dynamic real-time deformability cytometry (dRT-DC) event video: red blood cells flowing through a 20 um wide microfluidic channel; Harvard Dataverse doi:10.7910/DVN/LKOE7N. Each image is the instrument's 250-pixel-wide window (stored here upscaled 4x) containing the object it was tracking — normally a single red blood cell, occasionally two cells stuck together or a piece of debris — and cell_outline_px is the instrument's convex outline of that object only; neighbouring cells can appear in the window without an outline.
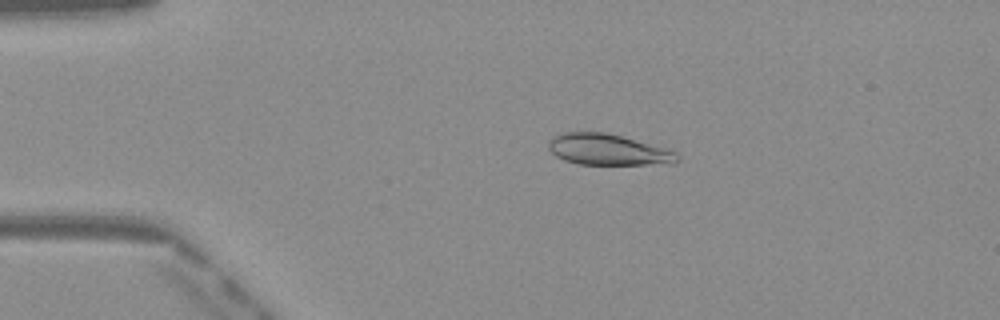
{"species": "Egyptian fruit bat (a non-hibernating species)", "species_latin": "Rousettus aegyptiacus", "temperature_condition": "warm", "stored_images_in_passage": 48, "camera_frame_rate_fps": 3000, "um_per_image_px": 0.085, "frame": {"image": 1, "passage_image": 9, "time_ms": 2.667, "image_size_px": [1000, 320], "cell_outline_px": [[680, 160], [676, 164], [580, 164], [564, 160], [556, 156], [548, 148], [548, 144], [552, 136], [564, 132], [604, 132], [620, 136], [676, 152], [680, 156]], "centroid_in_image_um": [51.66, 12.73], "position_along_channel_um": 33.3, "area_um2": 23.06}}
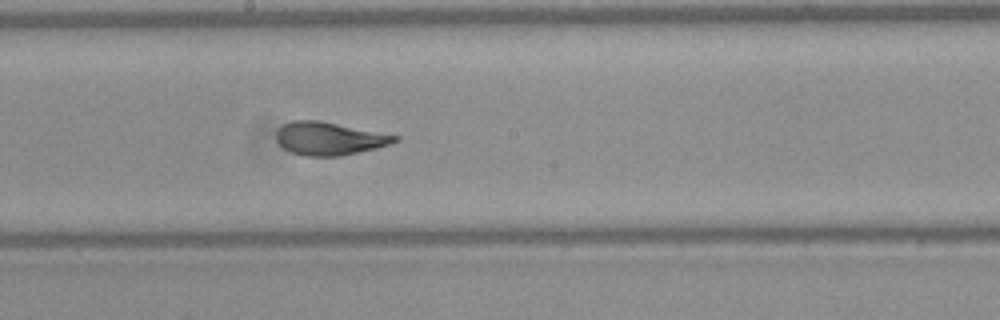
{"frame": {"image": 2, "passage_image": 26, "time_ms": 8.333, "image_size_px": [1000, 320], "cell_outline_px": [[400, 140], [376, 148], [340, 156], [304, 156], [292, 152], [284, 148], [276, 140], [276, 132], [284, 124], [292, 120], [320, 120], [400, 136]], "centroid_in_image_um": [27.99, 11.77], "position_along_channel_um": 220.2, "area_um2": 22.72}}
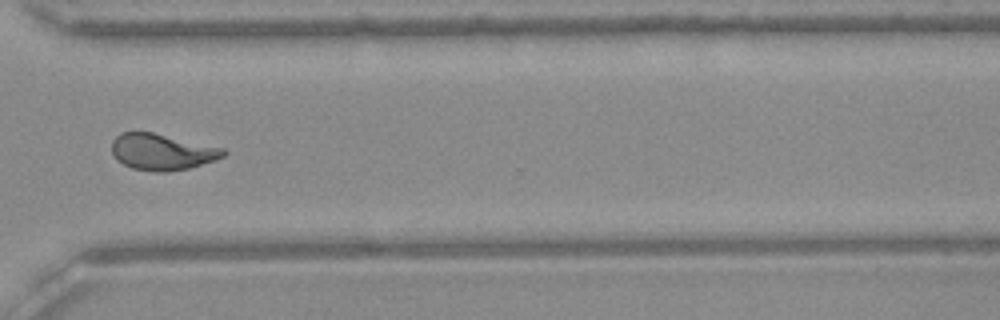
{"frame": {"image": 3, "passage_image": 36, "time_ms": 11.667, "image_size_px": [1000, 320], "cell_outline_px": [[228, 152], [224, 156], [216, 160], [188, 168], [168, 172], [156, 172], [132, 168], [116, 160], [112, 152], [112, 140], [120, 132], [152, 132], [224, 148]], "centroid_in_image_um": [13.77, 12.91], "position_along_channel_um": 356.8, "area_um2": 23.64}, "authors_computed_cell_mechanics": {"area_um2": 23.3512, "velocity_mm_per_s": 4.099, "shape_relaxation_time_tau1_ms": 5.1426, "shape_relaxation_time_tau2_ms": null, "deformation_change_tau1": 0.1878, "deformation_change_tau2": null}}